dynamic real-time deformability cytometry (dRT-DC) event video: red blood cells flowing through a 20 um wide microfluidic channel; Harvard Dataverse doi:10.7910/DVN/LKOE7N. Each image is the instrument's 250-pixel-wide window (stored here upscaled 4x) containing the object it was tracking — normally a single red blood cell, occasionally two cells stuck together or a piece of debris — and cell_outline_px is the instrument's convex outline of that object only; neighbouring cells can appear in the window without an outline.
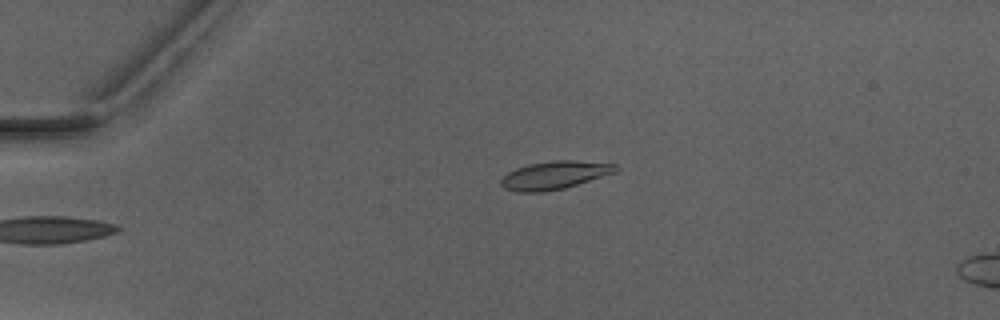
{"species": "Egyptian fruit bat (a non-hibernating species)", "species_latin": "Rousettus aegyptiacus", "temperature_condition": "warm", "stored_images_in_passage": 2, "camera_frame_rate_fps": 3000, "um_per_image_px": 0.085, "animal": {"sex": "male"}, "frame": {"image": 1, "passage_image": 2, "time_ms": 1.333, "image_size_px": [1000, 320], "cell_outline_px": [[620, 168], [616, 172], [564, 188], [544, 192], [516, 192], [504, 188], [500, 184], [500, 180], [508, 172], [516, 168], [528, 164], [552, 160], [572, 160], [616, 164]], "centroid_in_image_um": [47.12, 14.89], "position_along_channel_um": 37.9, "area_um2": 18.79}}